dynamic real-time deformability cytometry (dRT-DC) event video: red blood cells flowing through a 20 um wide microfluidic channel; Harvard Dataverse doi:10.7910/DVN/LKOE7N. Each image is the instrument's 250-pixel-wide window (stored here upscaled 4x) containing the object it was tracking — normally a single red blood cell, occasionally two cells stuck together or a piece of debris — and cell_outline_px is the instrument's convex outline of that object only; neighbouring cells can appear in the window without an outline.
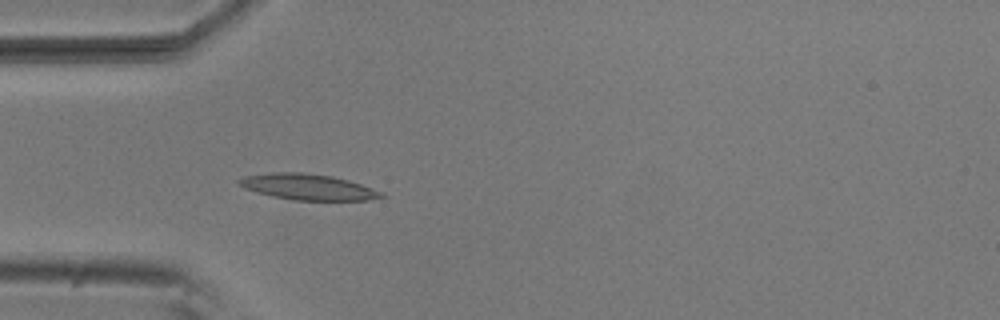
{"species": "common noctule bat (a hibernating species)", "species_latin": "Nyctalus noctula", "temperature_condition": "room temperature", "stored_images_in_passage": 5, "camera_frame_rate_fps": 3000, "um_per_image_px": 0.085, "animal": {"sex": "male", "body_mass_g": 20.5, "forearm_length_mm": 52.5}, "frame": {"image": 1, "passage_image": 5, "time_ms": 1.333, "image_size_px": [1000, 320], "cell_outline_px": [[384, 196], [368, 200], [292, 200], [272, 196], [244, 188], [236, 180], [244, 176], [272, 172], [300, 172], [332, 176], [348, 180], [360, 184], [380, 192]], "centroid_in_image_um": [26.12, 15.88], "position_along_channel_um": 58.9, "area_um2": 21.15}}